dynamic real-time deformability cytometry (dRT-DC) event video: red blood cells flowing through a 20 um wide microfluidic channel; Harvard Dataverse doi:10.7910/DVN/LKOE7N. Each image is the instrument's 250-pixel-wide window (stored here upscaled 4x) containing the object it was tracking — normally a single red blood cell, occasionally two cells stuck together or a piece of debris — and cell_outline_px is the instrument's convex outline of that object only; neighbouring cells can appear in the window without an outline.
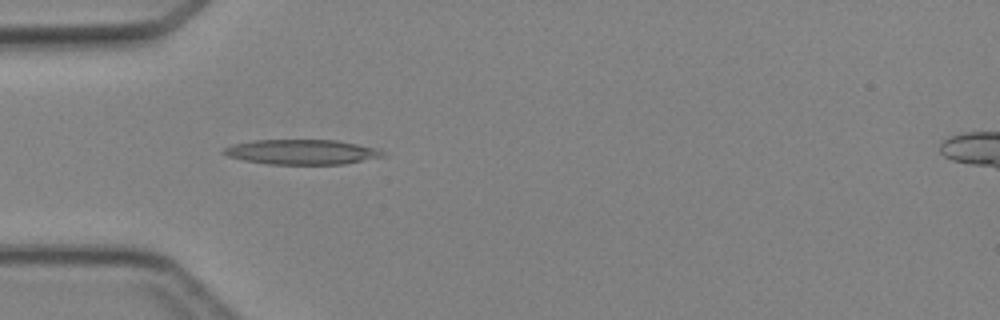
{"species": "Egyptian fruit bat (a non-hibernating species)", "species_latin": "Rousettus aegyptiacus", "temperature_condition": "cold", "stored_images_in_passage": 3, "camera_frame_rate_fps": 3000, "um_per_image_px": 0.085, "animal": {"sex": "female"}, "frame": {"image": 1, "passage_image": 3, "time_ms": 2.333, "image_size_px": [1000, 320], "cell_outline_px": [[384, 156], [344, 164], [268, 164], [244, 160], [228, 156], [220, 152], [224, 148], [232, 144], [256, 140], [336, 140], [376, 148], [384, 152]], "centroid_in_image_um": [25.61, 12.92], "position_along_channel_um": 59.4, "area_um2": 22.95}}